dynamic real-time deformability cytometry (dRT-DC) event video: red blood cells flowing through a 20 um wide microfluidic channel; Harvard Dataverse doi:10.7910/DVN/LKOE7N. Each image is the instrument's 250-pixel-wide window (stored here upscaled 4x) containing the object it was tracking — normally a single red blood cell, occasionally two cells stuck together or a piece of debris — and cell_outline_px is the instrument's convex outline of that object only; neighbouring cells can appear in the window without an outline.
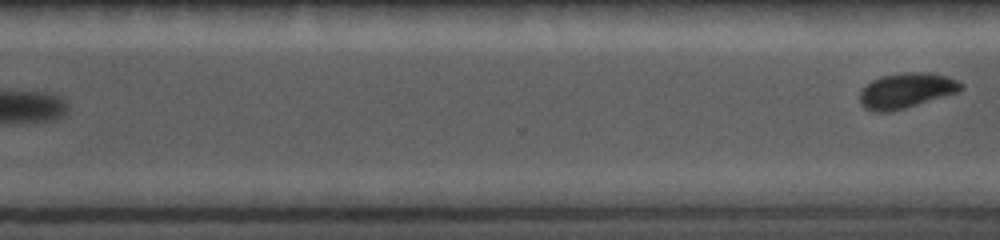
{"species": "common noctule bat (a hibernating species)", "species_latin": "Nyctalus noctula", "temperature_condition": "cold", "stored_images_in_passage": 23, "segment_of_instrument_passage": [2, 2], "camera_frame_rate_fps": 5000, "um_per_image_px": 0.085, "animal": {"sex": "female", "body_mass_g": 19.0, "forearm_length_mm": 56.7}, "frame": {"image": 1, "passage_image": 23, "time_ms": 11.2, "image_size_px": [1000, 240], "cell_outline_px": [[964, 88], [960, 92], [904, 108], [888, 112], [876, 112], [864, 108], [860, 104], [860, 92], [872, 80], [880, 76], [908, 72], [920, 72], [948, 76], [964, 84]], "centroid_in_image_um": [77.05, 7.7], "position_along_channel_um": 293.5, "area_um2": 20.69}}